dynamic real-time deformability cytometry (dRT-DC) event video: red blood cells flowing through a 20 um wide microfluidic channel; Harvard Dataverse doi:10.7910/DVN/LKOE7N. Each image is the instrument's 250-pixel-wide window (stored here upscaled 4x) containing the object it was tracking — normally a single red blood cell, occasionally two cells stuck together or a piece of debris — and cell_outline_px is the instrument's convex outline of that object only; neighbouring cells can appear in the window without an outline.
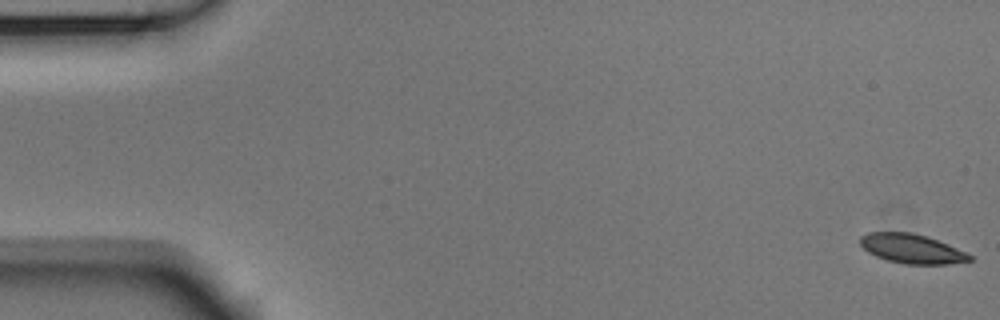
{"species": "Egyptian fruit bat (a non-hibernating species)", "species_latin": "Rousettus aegyptiacus", "temperature_condition": "room temperature", "stored_images_in_passage": 54, "camera_frame_rate_fps": 3000, "um_per_image_px": 0.085, "animal": {"sex": "male"}, "frame": {"image": 1, "passage_image": 1, "time_ms": 0.0, "image_size_px": [1000, 320], "cell_outline_px": [[972, 260], [948, 264], [904, 264], [888, 260], [876, 256], [868, 252], [860, 244], [860, 236], [868, 232], [912, 232], [928, 236], [948, 244], [972, 256]], "centroid_in_image_um": [77.48, 21.13], "position_along_channel_um": 7.5, "area_um2": 18.67}}
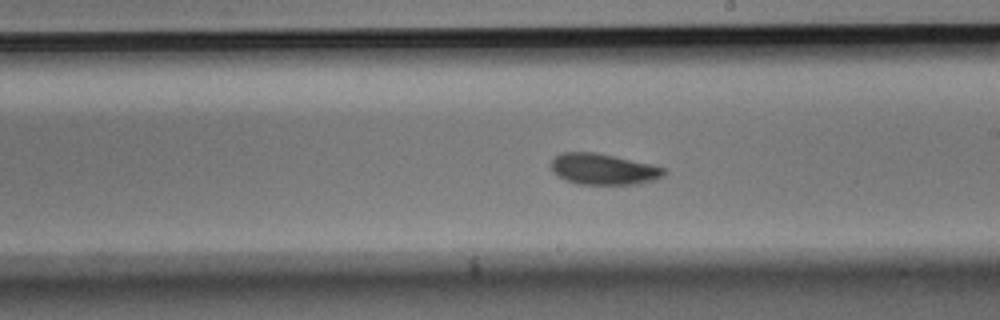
{"frame": {"image": 2, "passage_image": 31, "time_ms": 10.0, "image_size_px": [1000, 320], "cell_outline_px": [[664, 176], [652, 180], [636, 184], [576, 184], [552, 172], [552, 160], [560, 152], [596, 152], [648, 164], [664, 168]], "centroid_in_image_um": [51.24, 14.37], "position_along_channel_um": 237.8, "area_um2": 20.0}}
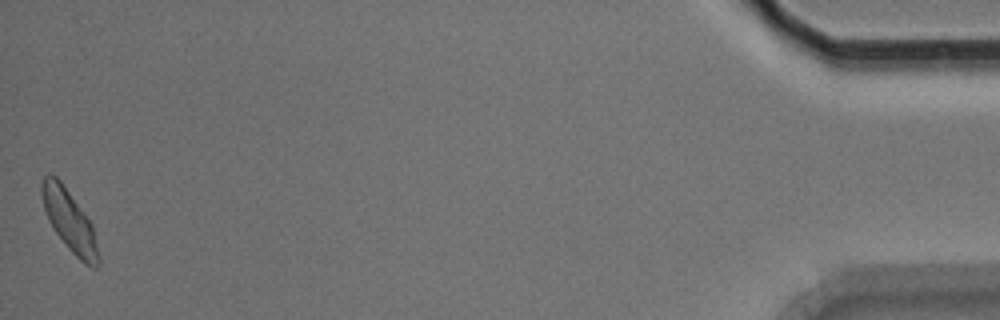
{"frame": {"image": 3, "passage_image": 54, "time_ms": 17.667, "image_size_px": [1000, 320], "cell_outline_px": [[100, 264], [96, 268], [92, 268], [84, 264], [68, 248], [56, 232], [48, 220], [44, 208], [40, 192], [40, 188], [44, 176], [56, 176], [60, 180], [92, 224], [100, 256]], "centroid_in_image_um": [5.92, 18.81], "position_along_channel_um": 429.3, "area_um2": 20.0}, "authors_computed_cell_mechanics": {"area_um2": 20.0277, "velocity_mm_per_s": 3.7251, "shape_relaxation_time_tau1_ms": 2.7717, "shape_relaxation_time_tau2_ms": 10.9865, "deformation_change_tau1": 0.0894, "deformation_change_tau2": 0.1476}}